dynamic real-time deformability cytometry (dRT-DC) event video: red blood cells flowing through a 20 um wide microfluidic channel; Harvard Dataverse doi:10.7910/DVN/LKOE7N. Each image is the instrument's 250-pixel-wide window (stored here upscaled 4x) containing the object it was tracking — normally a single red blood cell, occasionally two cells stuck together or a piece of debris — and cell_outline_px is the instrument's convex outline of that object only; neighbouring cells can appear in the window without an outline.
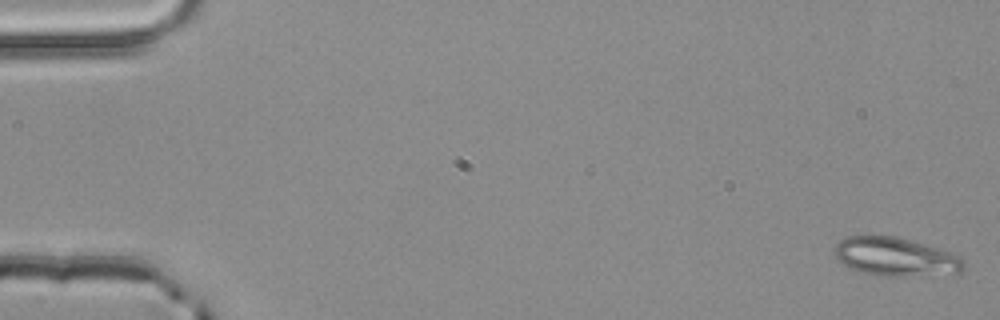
{"species": "common noctule bat (a hibernating species)", "species_latin": "Nyctalus noctula", "temperature_condition": "room temperature", "stored_images_in_passage": 4, "camera_frame_rate_fps": 3000, "um_per_image_px": 0.085, "animal": {"sex": "male", "body_mass_g": 20.4}, "frame": {"image": 1, "passage_image": 1, "time_ms": 0.0, "image_size_px": [1000, 320], "cell_outline_px": [[964, 268], [960, 272], [908, 276], [872, 276], [848, 268], [832, 252], [836, 244], [840, 240], [848, 236], [892, 236], [908, 240], [936, 248], [960, 256], [964, 260]], "centroid_in_image_um": [76.06, 21.84], "position_along_channel_um": 8.9, "area_um2": 28.78}}